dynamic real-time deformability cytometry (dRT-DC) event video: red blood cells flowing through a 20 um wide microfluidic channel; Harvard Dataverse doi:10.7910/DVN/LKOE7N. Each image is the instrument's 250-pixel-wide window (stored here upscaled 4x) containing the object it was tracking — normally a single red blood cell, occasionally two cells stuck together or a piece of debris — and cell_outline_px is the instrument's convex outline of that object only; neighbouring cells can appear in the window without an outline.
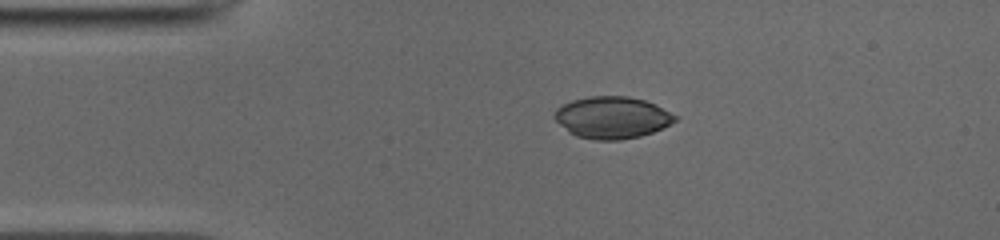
{"species": "common noctule bat (a hibernating species)", "species_latin": "Nyctalus noctula", "temperature_condition": "cold", "stored_images_in_passage": 41, "camera_frame_rate_fps": 3000, "um_per_image_px": 0.085, "animal": {"sex": "male", "body_mass_g": 19.0, "forearm_length_mm": 50.8}, "frame": {"image": 1, "passage_image": 1, "time_ms": 0.0, "image_size_px": [1000, 240], "cell_outline_px": [[676, 120], [652, 132], [640, 136], [620, 140], [596, 140], [576, 136], [568, 132], [552, 116], [556, 108], [572, 100], [592, 96], [628, 96], [644, 100], [656, 104], [676, 116]], "centroid_in_image_um": [51.99, 9.98], "position_along_channel_um": 33.0, "area_um2": 29.25}}
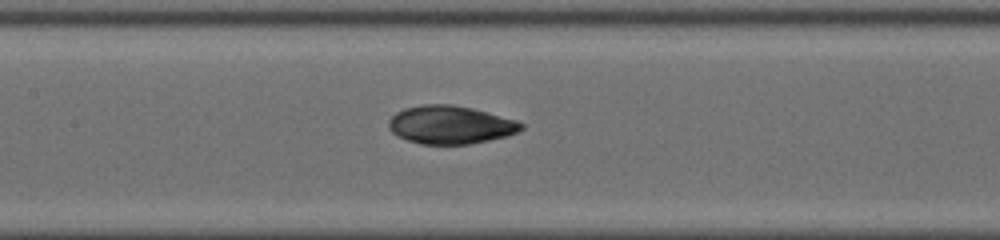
{"frame": {"image": 2, "passage_image": 14, "time_ms": 4.333, "image_size_px": [1000, 240], "cell_outline_px": [[524, 128], [516, 132], [504, 136], [488, 140], [468, 144], [420, 144], [396, 136], [388, 128], [388, 120], [396, 112], [404, 108], [424, 104], [448, 104], [472, 108], [488, 112], [516, 120], [524, 124]], "centroid_in_image_um": [38.24, 10.6], "position_along_channel_um": 169.2, "area_um2": 29.42}}
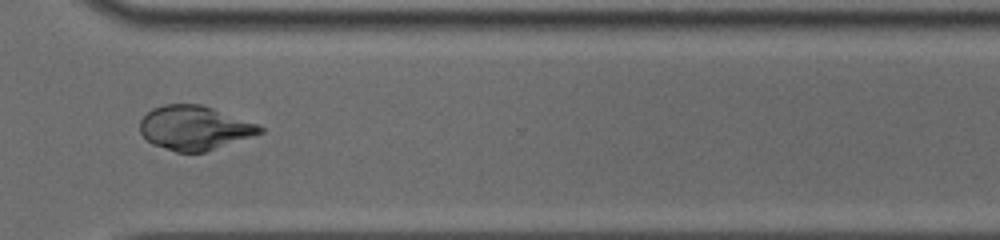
{"frame": {"image": 3, "passage_image": 28, "time_ms": 9.0, "image_size_px": [1000, 240], "cell_outline_px": [[264, 132], [204, 152], [176, 152], [152, 144], [140, 132], [140, 120], [152, 108], [164, 104], [200, 104], [212, 108], [256, 124], [264, 128]], "centroid_in_image_um": [16.49, 10.87], "position_along_channel_um": 354.1, "area_um2": 30.46}, "authors_computed_cell_mechanics": {"area_um2": 29.9982, "velocity_mm_per_s": 3.9593, "shape_relaxation_time_tau1_ms": 4.6954, "shape_relaxation_time_tau2_ms": 2.5448, "deformation_change_tau1": 0.1486, "deformation_change_tau2": 0.0441}}